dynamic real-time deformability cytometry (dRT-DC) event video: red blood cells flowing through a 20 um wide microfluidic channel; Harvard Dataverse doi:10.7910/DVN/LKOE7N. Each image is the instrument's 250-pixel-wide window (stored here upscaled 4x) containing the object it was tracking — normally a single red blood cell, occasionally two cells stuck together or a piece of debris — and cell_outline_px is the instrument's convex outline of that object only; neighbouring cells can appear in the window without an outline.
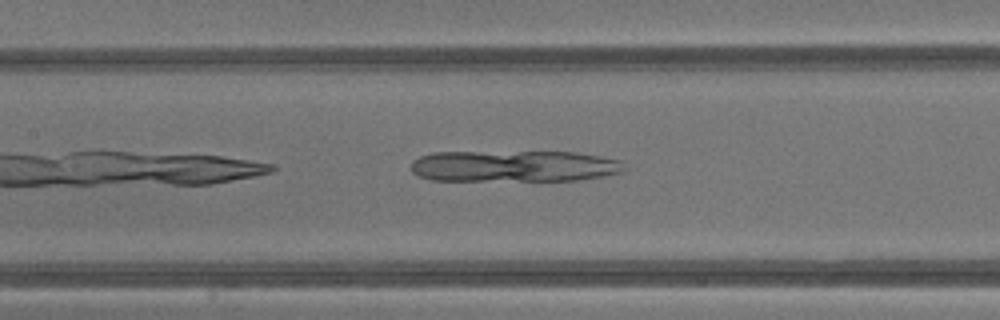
{"species": "common noctule bat (a hibernating species)", "species_latin": "Nyctalus noctula", "temperature_condition": "warm", "stored_images_in_passage": 29, "camera_frame_rate_fps": 3000, "um_per_image_px": 0.085, "animal": {"sex": "male", "body_mass_g": 13.3}, "frame": {"image": 1, "passage_image": 7, "time_ms": 2.0, "image_size_px": [1000, 320], "cell_outline_px": [[628, 168], [620, 172], [604, 176], [580, 180], [432, 180], [416, 176], [412, 172], [412, 160], [420, 156], [432, 152], [576, 152], [600, 156], [620, 160]], "centroid_in_image_um": [43.69, 14.12], "position_along_channel_um": 163.7, "area_um2": 39.25}}
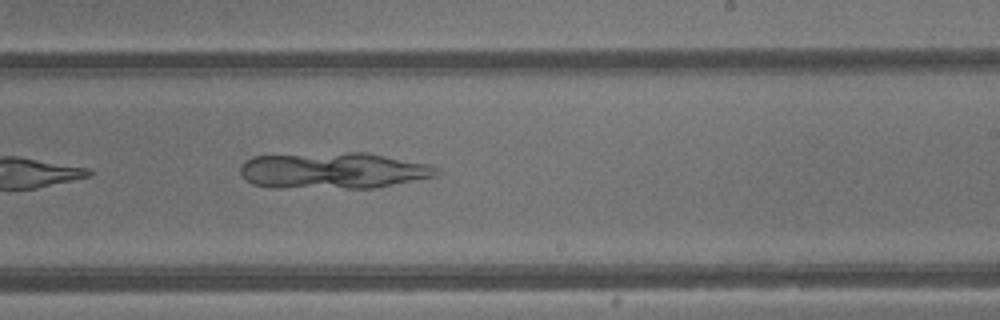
{"frame": {"image": 2, "passage_image": 13, "time_ms": 4.0, "image_size_px": [1000, 320], "cell_outline_px": [[440, 172], [436, 176], [372, 188], [276, 188], [252, 184], [240, 172], [240, 164], [244, 160], [252, 156], [348, 152], [364, 152], [428, 164], [440, 168]], "centroid_in_image_um": [28.29, 14.5], "position_along_channel_um": 260.7, "area_um2": 41.62}}
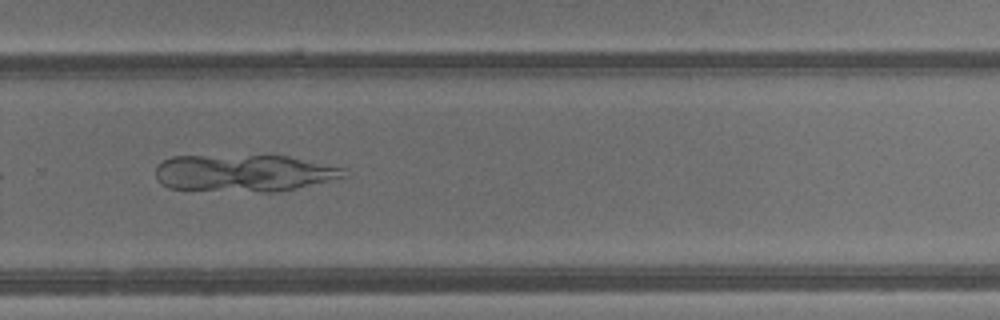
{"frame": {"image": 3, "passage_image": 16, "time_ms": 5.0, "image_size_px": [1000, 320], "cell_outline_px": [[348, 176], [296, 188], [276, 192], [264, 192], [168, 188], [160, 184], [156, 180], [156, 164], [172, 156], [268, 152], [288, 156], [344, 168]], "centroid_in_image_um": [20.7, 14.65], "position_along_channel_um": 309.1, "area_um2": 42.19}}